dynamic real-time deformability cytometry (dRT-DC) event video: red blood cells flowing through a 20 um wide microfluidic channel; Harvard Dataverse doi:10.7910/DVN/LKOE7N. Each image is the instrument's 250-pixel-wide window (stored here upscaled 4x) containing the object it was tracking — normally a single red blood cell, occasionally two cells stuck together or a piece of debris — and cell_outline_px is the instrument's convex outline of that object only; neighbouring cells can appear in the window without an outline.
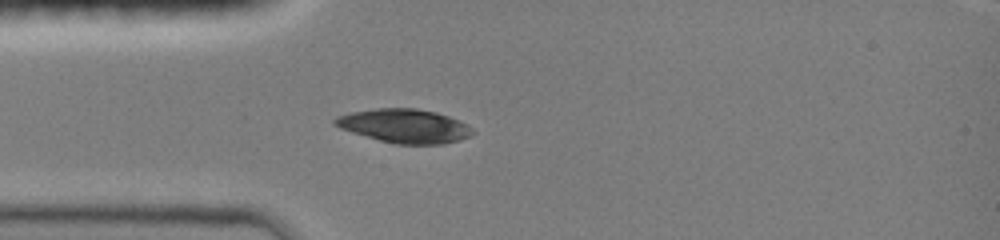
{"species": "common noctule bat (a hibernating species)", "species_latin": "Nyctalus noctula", "temperature_condition": "room temperature", "stored_images_in_passage": 35, "camera_frame_rate_fps": 3000, "um_per_image_px": 0.085, "animal": {"sex": "female", "body_mass_g": 19.0, "forearm_length_mm": 51.5}, "frame": {"image": 1, "passage_image": 1, "time_ms": 0.0, "image_size_px": [1000, 240], "cell_outline_px": [[476, 132], [460, 140], [444, 144], [396, 144], [380, 140], [352, 132], [340, 128], [332, 124], [332, 120], [336, 116], [352, 112], [376, 108], [416, 108], [436, 112], [448, 116], [468, 124]], "centroid_in_image_um": [34.39, 10.7], "position_along_channel_um": 50.6, "area_um2": 27.17}}
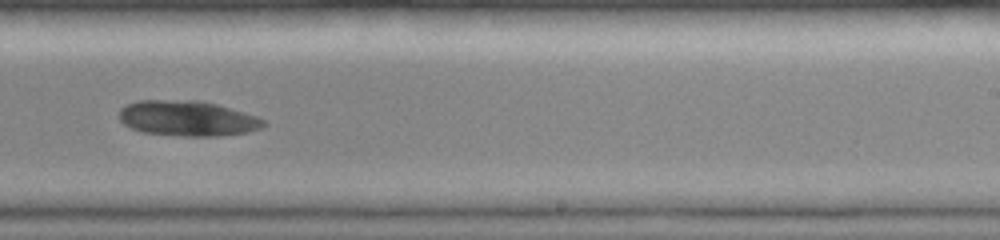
{"frame": {"image": 2, "passage_image": 18, "time_ms": 5.667, "image_size_px": [1000, 240], "cell_outline_px": [[268, 124], [260, 128], [248, 132], [216, 136], [184, 136], [144, 132], [132, 128], [124, 124], [120, 120], [120, 108], [136, 100], [200, 100], [216, 104], [256, 116], [264, 120]], "centroid_in_image_um": [15.93, 10.05], "position_along_channel_um": 273.1, "area_um2": 29.59}}
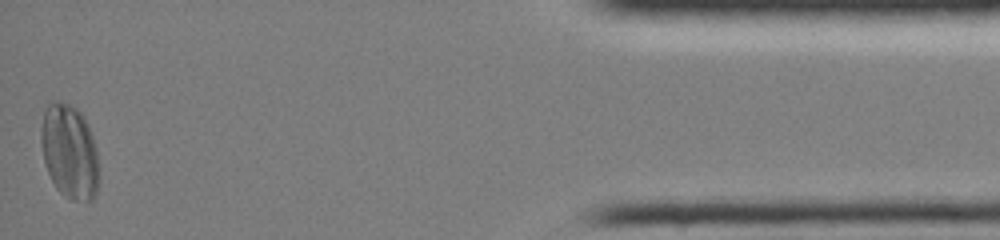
{"frame": {"image": 3, "passage_image": 35, "time_ms": 11.333, "image_size_px": [1000, 240], "cell_outline_px": [[96, 196], [92, 200], [72, 200], [60, 192], [56, 188], [48, 172], [44, 160], [40, 144], [40, 128], [44, 112], [48, 104], [52, 100], [60, 100], [72, 104], [84, 116], [88, 124], [96, 148]], "centroid_in_image_um": [5.86, 12.82], "position_along_channel_um": 429.3, "area_um2": 31.67}, "authors_computed_cell_mechanics": {"area_um2": 29.9982, "velocity_mm_per_s": 4.0211, "shape_relaxation_time_tau1_ms": 3.6096, "shape_relaxation_time_tau2_ms": null, "deformation_change_tau1": 0.0608, "deformation_change_tau2": null}}